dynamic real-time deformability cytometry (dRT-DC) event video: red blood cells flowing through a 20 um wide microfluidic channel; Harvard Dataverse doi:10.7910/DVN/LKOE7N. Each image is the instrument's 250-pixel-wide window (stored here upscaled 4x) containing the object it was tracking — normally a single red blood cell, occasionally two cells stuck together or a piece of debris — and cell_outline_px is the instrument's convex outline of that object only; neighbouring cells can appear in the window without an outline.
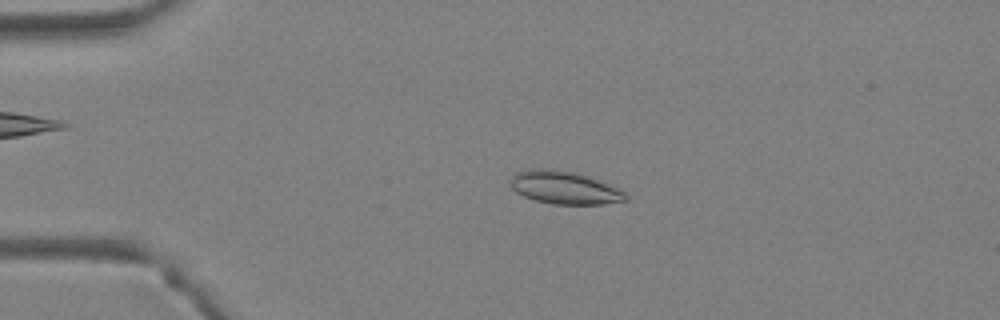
{"species": "Egyptian fruit bat (a non-hibernating species)", "species_latin": "Rousettus aegyptiacus", "temperature_condition": "warm", "stored_images_in_passage": 4, "camera_frame_rate_fps": 3000, "um_per_image_px": 0.085, "animal": {"sex": "female"}, "frame": {"image": 1, "passage_image": 3, "time_ms": 0.667, "image_size_px": [1000, 320], "cell_outline_px": [[628, 200], [600, 204], [552, 204], [536, 200], [524, 196], [516, 192], [512, 188], [508, 180], [516, 172], [528, 168], [552, 168], [576, 172], [588, 176], [620, 188], [628, 196]], "centroid_in_image_um": [47.95, 15.93], "position_along_channel_um": 37.0, "area_um2": 22.37}}